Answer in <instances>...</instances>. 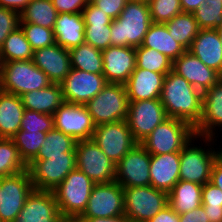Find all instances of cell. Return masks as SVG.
Wrapping results in <instances>:
<instances>
[{"instance_id":"obj_48","label":"cell","mask_w":222,"mask_h":222,"mask_svg":"<svg viewBox=\"0 0 222 222\" xmlns=\"http://www.w3.org/2000/svg\"><path fill=\"white\" fill-rule=\"evenodd\" d=\"M85 25H93L98 23H111L112 19L104 13L100 11L93 3L89 2L87 7L82 12Z\"/></svg>"},{"instance_id":"obj_44","label":"cell","mask_w":222,"mask_h":222,"mask_svg":"<svg viewBox=\"0 0 222 222\" xmlns=\"http://www.w3.org/2000/svg\"><path fill=\"white\" fill-rule=\"evenodd\" d=\"M20 26V13L0 7V47L8 35Z\"/></svg>"},{"instance_id":"obj_39","label":"cell","mask_w":222,"mask_h":222,"mask_svg":"<svg viewBox=\"0 0 222 222\" xmlns=\"http://www.w3.org/2000/svg\"><path fill=\"white\" fill-rule=\"evenodd\" d=\"M193 14L200 29H216L222 23V0H206Z\"/></svg>"},{"instance_id":"obj_29","label":"cell","mask_w":222,"mask_h":222,"mask_svg":"<svg viewBox=\"0 0 222 222\" xmlns=\"http://www.w3.org/2000/svg\"><path fill=\"white\" fill-rule=\"evenodd\" d=\"M168 205L179 215L202 205V185L179 180L168 193Z\"/></svg>"},{"instance_id":"obj_51","label":"cell","mask_w":222,"mask_h":222,"mask_svg":"<svg viewBox=\"0 0 222 222\" xmlns=\"http://www.w3.org/2000/svg\"><path fill=\"white\" fill-rule=\"evenodd\" d=\"M210 182L222 190V158L220 156L214 161Z\"/></svg>"},{"instance_id":"obj_11","label":"cell","mask_w":222,"mask_h":222,"mask_svg":"<svg viewBox=\"0 0 222 222\" xmlns=\"http://www.w3.org/2000/svg\"><path fill=\"white\" fill-rule=\"evenodd\" d=\"M33 189L28 169L0 178V221L14 222Z\"/></svg>"},{"instance_id":"obj_49","label":"cell","mask_w":222,"mask_h":222,"mask_svg":"<svg viewBox=\"0 0 222 222\" xmlns=\"http://www.w3.org/2000/svg\"><path fill=\"white\" fill-rule=\"evenodd\" d=\"M179 222H210L205 210L201 205L199 208L179 215Z\"/></svg>"},{"instance_id":"obj_31","label":"cell","mask_w":222,"mask_h":222,"mask_svg":"<svg viewBox=\"0 0 222 222\" xmlns=\"http://www.w3.org/2000/svg\"><path fill=\"white\" fill-rule=\"evenodd\" d=\"M164 24L172 38L186 50L190 48L200 30L194 14L188 12H182Z\"/></svg>"},{"instance_id":"obj_14","label":"cell","mask_w":222,"mask_h":222,"mask_svg":"<svg viewBox=\"0 0 222 222\" xmlns=\"http://www.w3.org/2000/svg\"><path fill=\"white\" fill-rule=\"evenodd\" d=\"M124 214L123 187L116 181L95 184L81 218L112 217Z\"/></svg>"},{"instance_id":"obj_28","label":"cell","mask_w":222,"mask_h":222,"mask_svg":"<svg viewBox=\"0 0 222 222\" xmlns=\"http://www.w3.org/2000/svg\"><path fill=\"white\" fill-rule=\"evenodd\" d=\"M25 109L53 115L64 103L61 86L52 83L41 90H33L20 96Z\"/></svg>"},{"instance_id":"obj_20","label":"cell","mask_w":222,"mask_h":222,"mask_svg":"<svg viewBox=\"0 0 222 222\" xmlns=\"http://www.w3.org/2000/svg\"><path fill=\"white\" fill-rule=\"evenodd\" d=\"M202 99V117L195 134L216 138L222 132V78L203 92Z\"/></svg>"},{"instance_id":"obj_58","label":"cell","mask_w":222,"mask_h":222,"mask_svg":"<svg viewBox=\"0 0 222 222\" xmlns=\"http://www.w3.org/2000/svg\"><path fill=\"white\" fill-rule=\"evenodd\" d=\"M218 34H219V38H220V41L222 43V23L216 28Z\"/></svg>"},{"instance_id":"obj_36","label":"cell","mask_w":222,"mask_h":222,"mask_svg":"<svg viewBox=\"0 0 222 222\" xmlns=\"http://www.w3.org/2000/svg\"><path fill=\"white\" fill-rule=\"evenodd\" d=\"M27 170L12 139L0 140V178Z\"/></svg>"},{"instance_id":"obj_42","label":"cell","mask_w":222,"mask_h":222,"mask_svg":"<svg viewBox=\"0 0 222 222\" xmlns=\"http://www.w3.org/2000/svg\"><path fill=\"white\" fill-rule=\"evenodd\" d=\"M54 128L53 115L39 113L25 109L20 130L27 132H44L47 133Z\"/></svg>"},{"instance_id":"obj_25","label":"cell","mask_w":222,"mask_h":222,"mask_svg":"<svg viewBox=\"0 0 222 222\" xmlns=\"http://www.w3.org/2000/svg\"><path fill=\"white\" fill-rule=\"evenodd\" d=\"M188 51L222 76V43L216 29H200Z\"/></svg>"},{"instance_id":"obj_56","label":"cell","mask_w":222,"mask_h":222,"mask_svg":"<svg viewBox=\"0 0 222 222\" xmlns=\"http://www.w3.org/2000/svg\"><path fill=\"white\" fill-rule=\"evenodd\" d=\"M58 222H83L81 217L61 216Z\"/></svg>"},{"instance_id":"obj_59","label":"cell","mask_w":222,"mask_h":222,"mask_svg":"<svg viewBox=\"0 0 222 222\" xmlns=\"http://www.w3.org/2000/svg\"><path fill=\"white\" fill-rule=\"evenodd\" d=\"M2 66H3V61H2V59H1V54H0V73H1V68H2Z\"/></svg>"},{"instance_id":"obj_35","label":"cell","mask_w":222,"mask_h":222,"mask_svg":"<svg viewBox=\"0 0 222 222\" xmlns=\"http://www.w3.org/2000/svg\"><path fill=\"white\" fill-rule=\"evenodd\" d=\"M76 143L77 141L73 137L53 128L46 133L41 149L34 159H47V156L63 155V152H75Z\"/></svg>"},{"instance_id":"obj_53","label":"cell","mask_w":222,"mask_h":222,"mask_svg":"<svg viewBox=\"0 0 222 222\" xmlns=\"http://www.w3.org/2000/svg\"><path fill=\"white\" fill-rule=\"evenodd\" d=\"M210 222H222V207L203 206Z\"/></svg>"},{"instance_id":"obj_45","label":"cell","mask_w":222,"mask_h":222,"mask_svg":"<svg viewBox=\"0 0 222 222\" xmlns=\"http://www.w3.org/2000/svg\"><path fill=\"white\" fill-rule=\"evenodd\" d=\"M129 0H90L100 11L106 13L112 20L119 17Z\"/></svg>"},{"instance_id":"obj_23","label":"cell","mask_w":222,"mask_h":222,"mask_svg":"<svg viewBox=\"0 0 222 222\" xmlns=\"http://www.w3.org/2000/svg\"><path fill=\"white\" fill-rule=\"evenodd\" d=\"M180 152L151 155L150 185L169 193L180 180Z\"/></svg>"},{"instance_id":"obj_24","label":"cell","mask_w":222,"mask_h":222,"mask_svg":"<svg viewBox=\"0 0 222 222\" xmlns=\"http://www.w3.org/2000/svg\"><path fill=\"white\" fill-rule=\"evenodd\" d=\"M165 75L135 68L125 84L128 101L160 98Z\"/></svg>"},{"instance_id":"obj_18","label":"cell","mask_w":222,"mask_h":222,"mask_svg":"<svg viewBox=\"0 0 222 222\" xmlns=\"http://www.w3.org/2000/svg\"><path fill=\"white\" fill-rule=\"evenodd\" d=\"M102 58L106 82L125 85L136 68L135 47L111 45L102 50Z\"/></svg>"},{"instance_id":"obj_32","label":"cell","mask_w":222,"mask_h":222,"mask_svg":"<svg viewBox=\"0 0 222 222\" xmlns=\"http://www.w3.org/2000/svg\"><path fill=\"white\" fill-rule=\"evenodd\" d=\"M58 12L51 0H31L20 13V23H33L53 29Z\"/></svg>"},{"instance_id":"obj_26","label":"cell","mask_w":222,"mask_h":222,"mask_svg":"<svg viewBox=\"0 0 222 222\" xmlns=\"http://www.w3.org/2000/svg\"><path fill=\"white\" fill-rule=\"evenodd\" d=\"M84 31L82 13H59L53 27L56 44L68 50L85 42Z\"/></svg>"},{"instance_id":"obj_21","label":"cell","mask_w":222,"mask_h":222,"mask_svg":"<svg viewBox=\"0 0 222 222\" xmlns=\"http://www.w3.org/2000/svg\"><path fill=\"white\" fill-rule=\"evenodd\" d=\"M172 70L202 93L222 78L217 71L208 68L188 50L173 62Z\"/></svg>"},{"instance_id":"obj_9","label":"cell","mask_w":222,"mask_h":222,"mask_svg":"<svg viewBox=\"0 0 222 222\" xmlns=\"http://www.w3.org/2000/svg\"><path fill=\"white\" fill-rule=\"evenodd\" d=\"M124 214L135 222H148L168 205V193L153 186L123 187Z\"/></svg>"},{"instance_id":"obj_12","label":"cell","mask_w":222,"mask_h":222,"mask_svg":"<svg viewBox=\"0 0 222 222\" xmlns=\"http://www.w3.org/2000/svg\"><path fill=\"white\" fill-rule=\"evenodd\" d=\"M92 139L115 164L138 144L127 120L96 126Z\"/></svg>"},{"instance_id":"obj_5","label":"cell","mask_w":222,"mask_h":222,"mask_svg":"<svg viewBox=\"0 0 222 222\" xmlns=\"http://www.w3.org/2000/svg\"><path fill=\"white\" fill-rule=\"evenodd\" d=\"M95 183L78 168L73 169L53 190L61 216L80 217Z\"/></svg>"},{"instance_id":"obj_10","label":"cell","mask_w":222,"mask_h":222,"mask_svg":"<svg viewBox=\"0 0 222 222\" xmlns=\"http://www.w3.org/2000/svg\"><path fill=\"white\" fill-rule=\"evenodd\" d=\"M76 168L95 184L115 181L116 164L111 161L93 139L77 141Z\"/></svg>"},{"instance_id":"obj_38","label":"cell","mask_w":222,"mask_h":222,"mask_svg":"<svg viewBox=\"0 0 222 222\" xmlns=\"http://www.w3.org/2000/svg\"><path fill=\"white\" fill-rule=\"evenodd\" d=\"M44 132H27L19 130L11 139L18 149L21 159L28 165L38 154L45 140Z\"/></svg>"},{"instance_id":"obj_22","label":"cell","mask_w":222,"mask_h":222,"mask_svg":"<svg viewBox=\"0 0 222 222\" xmlns=\"http://www.w3.org/2000/svg\"><path fill=\"white\" fill-rule=\"evenodd\" d=\"M32 61L48 76L52 83L60 84L72 68L69 50L56 43L34 50Z\"/></svg>"},{"instance_id":"obj_1","label":"cell","mask_w":222,"mask_h":222,"mask_svg":"<svg viewBox=\"0 0 222 222\" xmlns=\"http://www.w3.org/2000/svg\"><path fill=\"white\" fill-rule=\"evenodd\" d=\"M203 93L173 70L165 75L160 95L167 117L179 119L195 128L202 117Z\"/></svg>"},{"instance_id":"obj_15","label":"cell","mask_w":222,"mask_h":222,"mask_svg":"<svg viewBox=\"0 0 222 222\" xmlns=\"http://www.w3.org/2000/svg\"><path fill=\"white\" fill-rule=\"evenodd\" d=\"M54 128L76 141L92 139L95 124L85 105L64 102L53 114Z\"/></svg>"},{"instance_id":"obj_41","label":"cell","mask_w":222,"mask_h":222,"mask_svg":"<svg viewBox=\"0 0 222 222\" xmlns=\"http://www.w3.org/2000/svg\"><path fill=\"white\" fill-rule=\"evenodd\" d=\"M20 27L33 51L47 46H52L56 43L53 29L33 23H20Z\"/></svg>"},{"instance_id":"obj_34","label":"cell","mask_w":222,"mask_h":222,"mask_svg":"<svg viewBox=\"0 0 222 222\" xmlns=\"http://www.w3.org/2000/svg\"><path fill=\"white\" fill-rule=\"evenodd\" d=\"M0 54L3 63L33 59V50L20 26L4 40L0 47Z\"/></svg>"},{"instance_id":"obj_52","label":"cell","mask_w":222,"mask_h":222,"mask_svg":"<svg viewBox=\"0 0 222 222\" xmlns=\"http://www.w3.org/2000/svg\"><path fill=\"white\" fill-rule=\"evenodd\" d=\"M30 1L31 0H0V7L12 9L21 13Z\"/></svg>"},{"instance_id":"obj_37","label":"cell","mask_w":222,"mask_h":222,"mask_svg":"<svg viewBox=\"0 0 222 222\" xmlns=\"http://www.w3.org/2000/svg\"><path fill=\"white\" fill-rule=\"evenodd\" d=\"M136 68L167 74L172 70L173 62L169 58L152 48L135 47Z\"/></svg>"},{"instance_id":"obj_2","label":"cell","mask_w":222,"mask_h":222,"mask_svg":"<svg viewBox=\"0 0 222 222\" xmlns=\"http://www.w3.org/2000/svg\"><path fill=\"white\" fill-rule=\"evenodd\" d=\"M216 142L213 137L196 134L190 139L180 151V180L194 182L202 186L210 181L214 161L219 156Z\"/></svg>"},{"instance_id":"obj_27","label":"cell","mask_w":222,"mask_h":222,"mask_svg":"<svg viewBox=\"0 0 222 222\" xmlns=\"http://www.w3.org/2000/svg\"><path fill=\"white\" fill-rule=\"evenodd\" d=\"M25 108L21 97L0 90V137L11 139L19 130Z\"/></svg>"},{"instance_id":"obj_4","label":"cell","mask_w":222,"mask_h":222,"mask_svg":"<svg viewBox=\"0 0 222 222\" xmlns=\"http://www.w3.org/2000/svg\"><path fill=\"white\" fill-rule=\"evenodd\" d=\"M52 82L32 60L4 62L0 73V90L21 96L33 90H41Z\"/></svg>"},{"instance_id":"obj_8","label":"cell","mask_w":222,"mask_h":222,"mask_svg":"<svg viewBox=\"0 0 222 222\" xmlns=\"http://www.w3.org/2000/svg\"><path fill=\"white\" fill-rule=\"evenodd\" d=\"M76 168V152L47 156V159H33L27 169L33 188L53 191L65 177Z\"/></svg>"},{"instance_id":"obj_50","label":"cell","mask_w":222,"mask_h":222,"mask_svg":"<svg viewBox=\"0 0 222 222\" xmlns=\"http://www.w3.org/2000/svg\"><path fill=\"white\" fill-rule=\"evenodd\" d=\"M148 222H179V214L176 213L169 205H166Z\"/></svg>"},{"instance_id":"obj_6","label":"cell","mask_w":222,"mask_h":222,"mask_svg":"<svg viewBox=\"0 0 222 222\" xmlns=\"http://www.w3.org/2000/svg\"><path fill=\"white\" fill-rule=\"evenodd\" d=\"M195 135L187 122L168 117L140 143L151 155L180 152Z\"/></svg>"},{"instance_id":"obj_43","label":"cell","mask_w":222,"mask_h":222,"mask_svg":"<svg viewBox=\"0 0 222 222\" xmlns=\"http://www.w3.org/2000/svg\"><path fill=\"white\" fill-rule=\"evenodd\" d=\"M85 43L104 50L111 46V23L85 25Z\"/></svg>"},{"instance_id":"obj_47","label":"cell","mask_w":222,"mask_h":222,"mask_svg":"<svg viewBox=\"0 0 222 222\" xmlns=\"http://www.w3.org/2000/svg\"><path fill=\"white\" fill-rule=\"evenodd\" d=\"M59 13H82L90 0H51Z\"/></svg>"},{"instance_id":"obj_40","label":"cell","mask_w":222,"mask_h":222,"mask_svg":"<svg viewBox=\"0 0 222 222\" xmlns=\"http://www.w3.org/2000/svg\"><path fill=\"white\" fill-rule=\"evenodd\" d=\"M152 23L164 24L182 13L180 0H147Z\"/></svg>"},{"instance_id":"obj_55","label":"cell","mask_w":222,"mask_h":222,"mask_svg":"<svg viewBox=\"0 0 222 222\" xmlns=\"http://www.w3.org/2000/svg\"><path fill=\"white\" fill-rule=\"evenodd\" d=\"M180 1L183 12L194 13L201 4L205 3L206 0H180Z\"/></svg>"},{"instance_id":"obj_7","label":"cell","mask_w":222,"mask_h":222,"mask_svg":"<svg viewBox=\"0 0 222 222\" xmlns=\"http://www.w3.org/2000/svg\"><path fill=\"white\" fill-rule=\"evenodd\" d=\"M128 96L123 84L107 83L85 106L95 126L127 120Z\"/></svg>"},{"instance_id":"obj_54","label":"cell","mask_w":222,"mask_h":222,"mask_svg":"<svg viewBox=\"0 0 222 222\" xmlns=\"http://www.w3.org/2000/svg\"><path fill=\"white\" fill-rule=\"evenodd\" d=\"M83 222H131L125 215H118L112 217H98V218H82Z\"/></svg>"},{"instance_id":"obj_17","label":"cell","mask_w":222,"mask_h":222,"mask_svg":"<svg viewBox=\"0 0 222 222\" xmlns=\"http://www.w3.org/2000/svg\"><path fill=\"white\" fill-rule=\"evenodd\" d=\"M107 84L103 74L85 72L71 68L60 83L64 102L85 105Z\"/></svg>"},{"instance_id":"obj_13","label":"cell","mask_w":222,"mask_h":222,"mask_svg":"<svg viewBox=\"0 0 222 222\" xmlns=\"http://www.w3.org/2000/svg\"><path fill=\"white\" fill-rule=\"evenodd\" d=\"M167 118L160 98L129 101L127 122L133 138L138 143H141L143 139Z\"/></svg>"},{"instance_id":"obj_46","label":"cell","mask_w":222,"mask_h":222,"mask_svg":"<svg viewBox=\"0 0 222 222\" xmlns=\"http://www.w3.org/2000/svg\"><path fill=\"white\" fill-rule=\"evenodd\" d=\"M202 206L222 207V190L210 181L202 186Z\"/></svg>"},{"instance_id":"obj_16","label":"cell","mask_w":222,"mask_h":222,"mask_svg":"<svg viewBox=\"0 0 222 222\" xmlns=\"http://www.w3.org/2000/svg\"><path fill=\"white\" fill-rule=\"evenodd\" d=\"M151 154L138 143L117 164L115 181L122 187L150 185Z\"/></svg>"},{"instance_id":"obj_33","label":"cell","mask_w":222,"mask_h":222,"mask_svg":"<svg viewBox=\"0 0 222 222\" xmlns=\"http://www.w3.org/2000/svg\"><path fill=\"white\" fill-rule=\"evenodd\" d=\"M71 67L94 74H103L102 50L82 43L69 50Z\"/></svg>"},{"instance_id":"obj_57","label":"cell","mask_w":222,"mask_h":222,"mask_svg":"<svg viewBox=\"0 0 222 222\" xmlns=\"http://www.w3.org/2000/svg\"><path fill=\"white\" fill-rule=\"evenodd\" d=\"M220 134H222V133H220ZM220 137V138H219ZM216 141H218V142H216V143H219L218 145V150H219V156L222 158V142H220V141H222V135H218L216 138ZM219 139H221V140H219ZM221 143V144H220Z\"/></svg>"},{"instance_id":"obj_30","label":"cell","mask_w":222,"mask_h":222,"mask_svg":"<svg viewBox=\"0 0 222 222\" xmlns=\"http://www.w3.org/2000/svg\"><path fill=\"white\" fill-rule=\"evenodd\" d=\"M143 47L152 48L174 62L186 49L169 34L165 24L152 23L142 42Z\"/></svg>"},{"instance_id":"obj_19","label":"cell","mask_w":222,"mask_h":222,"mask_svg":"<svg viewBox=\"0 0 222 222\" xmlns=\"http://www.w3.org/2000/svg\"><path fill=\"white\" fill-rule=\"evenodd\" d=\"M60 217L53 191L33 189L14 222H58Z\"/></svg>"},{"instance_id":"obj_3","label":"cell","mask_w":222,"mask_h":222,"mask_svg":"<svg viewBox=\"0 0 222 222\" xmlns=\"http://www.w3.org/2000/svg\"><path fill=\"white\" fill-rule=\"evenodd\" d=\"M151 24L148 2L129 0L119 17L111 22V45L141 46Z\"/></svg>"}]
</instances>
